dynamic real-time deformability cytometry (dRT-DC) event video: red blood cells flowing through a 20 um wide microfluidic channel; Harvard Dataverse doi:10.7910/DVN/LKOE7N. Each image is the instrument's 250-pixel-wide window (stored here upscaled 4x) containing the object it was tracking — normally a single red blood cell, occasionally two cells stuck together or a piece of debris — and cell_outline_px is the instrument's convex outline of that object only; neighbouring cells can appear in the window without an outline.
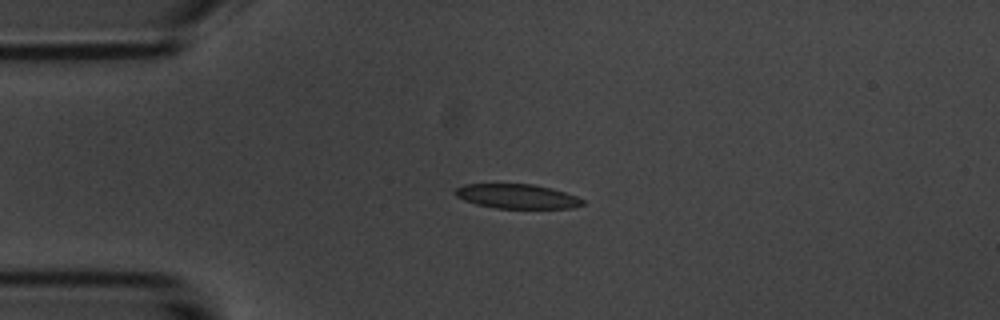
{"species": "common noctule bat (a hibernating species)", "species_latin": "Nyctalus noctula", "temperature_condition": "room temperature", "stored_images_in_passage": 8, "camera_frame_rate_fps": 3000, "um_per_image_px": 0.085, "animal": {"sex": "male", "body_mass_g": 20.1, "forearm_length_mm": 53.5}, "frame": {"image": 1, "passage_image": 3, "time_ms": 2.0, "image_size_px": [1000, 320], "cell_outline_px": [[584, 204], [572, 208], [496, 208], [476, 204], [464, 200], [456, 196], [452, 192], [456, 188], [464, 184], [532, 184], [564, 192], [576, 196], [584, 200]], "centroid_in_image_um": [43.91, 16.69], "position_along_channel_um": 41.1, "area_um2": 18.03}}
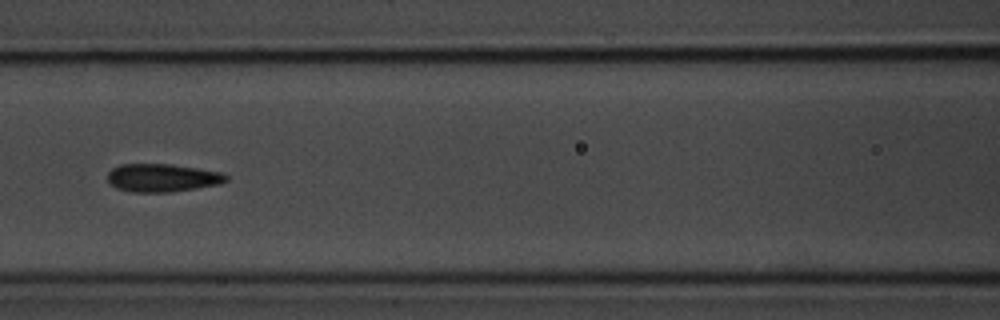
{"frame": {"image": 2, "passage_image": 6, "time_ms": 5.667, "image_size_px": [1000, 320], "cell_outline_px": [[228, 180], [220, 184], [172, 192], [132, 192], [116, 188], [108, 180], [108, 172], [112, 168], [120, 164], [172, 164], [220, 172], [228, 176]], "centroid_in_image_um": [13.79, 15.11], "position_along_channel_um": 152.8, "area_um2": 19.36}}
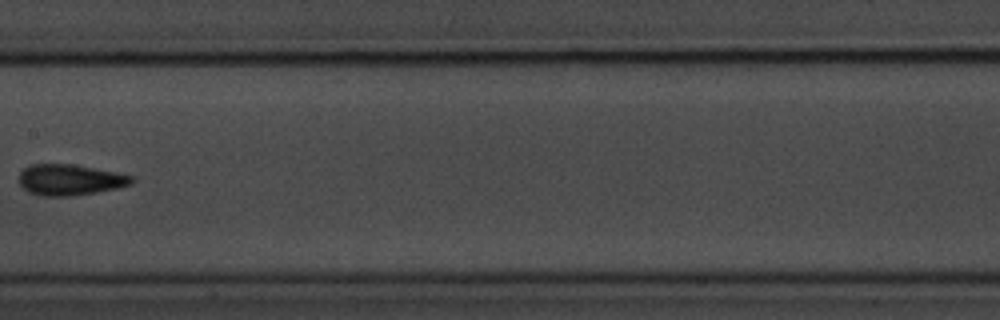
{"frame": {"image": 3, "passage_image": 7, "time_ms": 7.0, "image_size_px": [1000, 320], "cell_outline_px": [[132, 184], [116, 188], [96, 192], [68, 196], [40, 196], [28, 192], [20, 184], [20, 172], [28, 164], [72, 164], [116, 172], [132, 176]], "centroid_in_image_um": [5.91, 15.28], "position_along_channel_um": 201.5, "area_um2": 20.17}}